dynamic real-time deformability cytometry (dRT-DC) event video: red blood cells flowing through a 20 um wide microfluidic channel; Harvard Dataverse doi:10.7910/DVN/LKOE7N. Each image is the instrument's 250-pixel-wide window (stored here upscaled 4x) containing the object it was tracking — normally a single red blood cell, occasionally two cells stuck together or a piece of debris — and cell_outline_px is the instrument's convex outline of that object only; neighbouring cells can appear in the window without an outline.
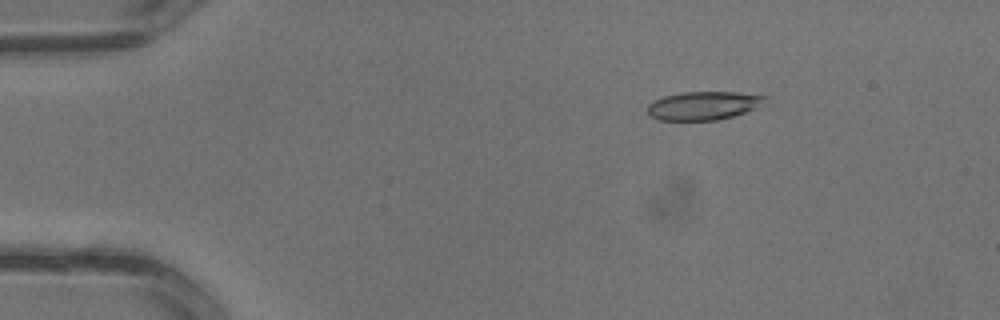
{"species": "common noctule bat (a hibernating species)", "species_latin": "Nyctalus noctula", "temperature_condition": "warm", "stored_images_in_passage": 3, "camera_frame_rate_fps": 3000, "um_per_image_px": 0.085, "animal": {"sex": "male", "body_mass_g": 13.3}, "frame": {"image": 1, "passage_image": 2, "time_ms": 0.333, "image_size_px": [1000, 320], "cell_outline_px": [[768, 96], [752, 108], [744, 112], [732, 116], [716, 120], [660, 120], [652, 116], [648, 112], [648, 104], [664, 96], [680, 92], [736, 92]], "centroid_in_image_um": [59.72, 8.97], "position_along_channel_um": 25.3, "area_um2": 18.96}}